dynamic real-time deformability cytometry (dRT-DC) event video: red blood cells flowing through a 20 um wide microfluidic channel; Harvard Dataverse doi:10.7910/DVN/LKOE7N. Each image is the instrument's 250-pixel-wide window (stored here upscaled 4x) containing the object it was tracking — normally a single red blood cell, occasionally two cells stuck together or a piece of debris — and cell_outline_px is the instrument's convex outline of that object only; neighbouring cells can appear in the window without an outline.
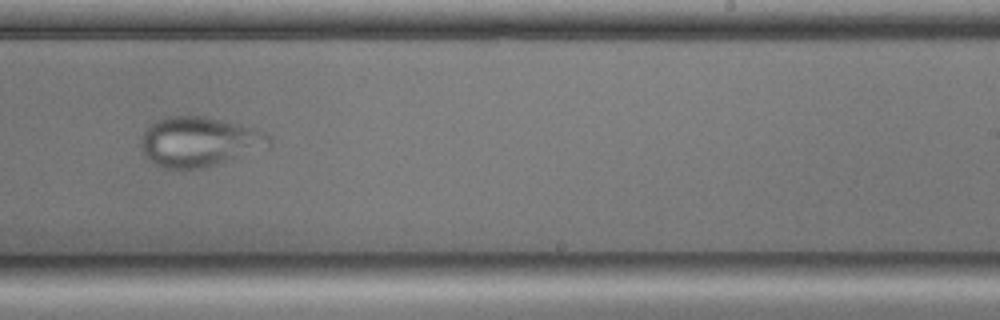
{"species": "common noctule bat (a hibernating species)", "species_latin": "Nyctalus noctula", "temperature_condition": "cold", "stored_images_in_passage": 54, "camera_frame_rate_fps": 3000, "um_per_image_px": 0.085, "animal": {"sex": "male", "body_mass_g": 17.9, "forearm_length_mm": 54.2}, "frame": {"image": 1, "passage_image": 33, "time_ms": 10.667, "image_size_px": [1000, 320], "cell_outline_px": [[272, 148], [216, 164], [200, 168], [164, 168], [148, 160], [144, 156], [140, 148], [140, 136], [156, 120], [168, 116], [204, 116], [256, 128], [268, 132], [272, 136]], "centroid_in_image_um": [16.99, 12.04], "position_along_channel_um": 272.0, "area_um2": 37.74}}